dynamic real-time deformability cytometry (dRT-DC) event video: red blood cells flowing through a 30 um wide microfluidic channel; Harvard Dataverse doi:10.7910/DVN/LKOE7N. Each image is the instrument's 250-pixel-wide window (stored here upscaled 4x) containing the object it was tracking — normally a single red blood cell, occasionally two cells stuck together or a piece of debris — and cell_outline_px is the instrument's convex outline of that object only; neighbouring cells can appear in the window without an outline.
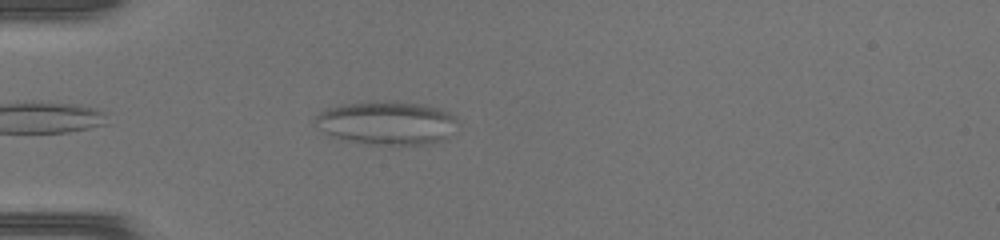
{"species": "common noctule bat (a hibernating species)", "species_latin": "Nyctalus noctula", "temperature_condition": "warm", "stored_images_in_passage": 34, "camera_frame_rate_fps": 3000, "um_per_image_px": 0.085, "animal": {"sex": "female", "body_mass_g": 17.0, "forearm_length_mm": 48.0}, "frame": {"image": 1, "passage_image": 1, "time_ms": 0.0, "image_size_px": [1000, 240], "cell_outline_px": [[460, 124], [440, 140], [428, 144], [368, 144], [344, 140], [332, 136], [312, 120], [320, 112], [328, 108], [344, 104], [372, 100], [396, 100], [424, 104], [440, 108], [456, 116]], "centroid_in_image_um": [32.91, 10.41], "position_along_channel_um": 52.1, "area_um2": 36.3}}
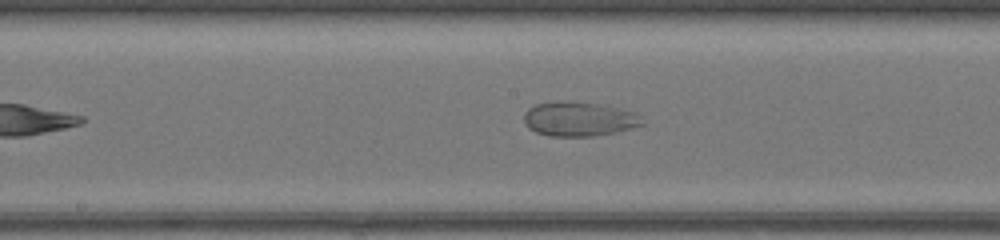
{"frame": {"image": 2, "passage_image": 12, "time_ms": 3.667, "image_size_px": [1000, 240], "cell_outline_px": [[644, 124], [612, 132], [592, 136], [548, 136], [536, 132], [528, 128], [524, 120], [524, 112], [528, 108], [536, 104], [556, 100], [568, 100], [616, 108], [632, 112], [640, 116]], "centroid_in_image_um": [49.11, 10.11], "position_along_channel_um": 199.1, "area_um2": 23.35}}
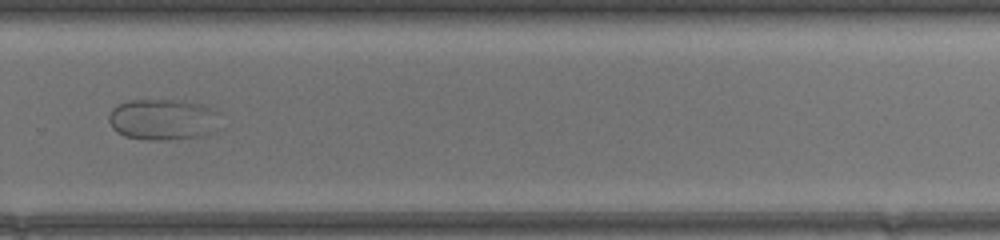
{"frame": {"image": 3, "passage_image": 20, "time_ms": 6.333, "image_size_px": [1000, 240], "cell_outline_px": [[220, 112], [208, 132], [200, 136], [168, 140], [148, 140], [124, 136], [116, 132], [112, 128], [108, 120], [108, 116], [112, 108], [128, 100], [184, 100], [200, 104], [212, 108]], "centroid_in_image_um": [13.75, 10.14], "position_along_channel_um": 316.0, "area_um2": 26.41}}